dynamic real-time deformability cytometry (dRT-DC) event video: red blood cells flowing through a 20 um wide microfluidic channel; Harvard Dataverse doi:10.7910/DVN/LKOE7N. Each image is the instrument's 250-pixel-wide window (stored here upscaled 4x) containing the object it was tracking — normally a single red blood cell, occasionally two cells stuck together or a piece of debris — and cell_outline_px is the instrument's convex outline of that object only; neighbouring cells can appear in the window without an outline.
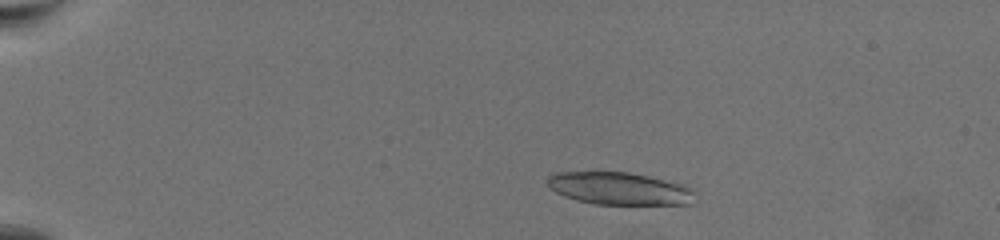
{"species": "common noctule bat (a hibernating species)", "species_latin": "Nyctalus noctula", "temperature_condition": "warm", "stored_images_in_passage": 48, "camera_frame_rate_fps": 3000, "um_per_image_px": 0.085, "animal": {"sex": "female", "body_mass_g": 19.5, "forearm_length_mm": 54.1}, "frame": {"image": 1, "passage_image": 8, "time_ms": 2.333, "image_size_px": [1000, 240], "cell_outline_px": [[696, 192], [692, 204], [592, 204], [576, 200], [564, 196], [548, 188], [548, 176], [556, 172], [596, 168], [628, 172], [648, 176], [684, 184], [692, 188]], "centroid_in_image_um": [52.58, 15.97], "position_along_channel_um": 32.4, "area_um2": 29.13}}
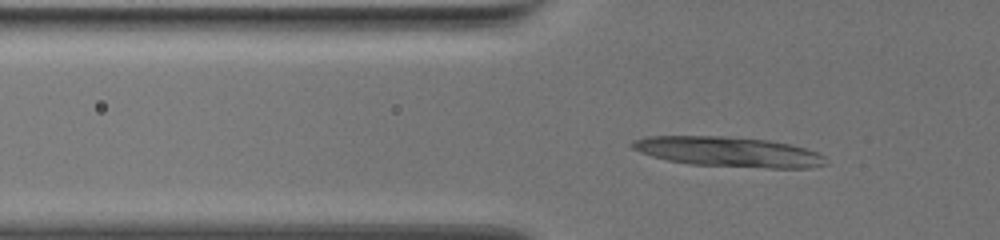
{"frame": {"image": 2, "passage_image": 18, "time_ms": 5.667, "image_size_px": [1000, 240], "cell_outline_px": [[828, 164], [808, 168], [768, 168], [688, 164], [668, 160], [652, 156], [640, 152], [632, 148], [628, 144], [632, 140], [648, 136], [724, 136], [768, 140], [788, 144], [804, 148], [816, 152], [824, 156]], "centroid_in_image_um": [61.89, 12.9], "position_along_channel_um": 63.9, "area_um2": 33.87}}